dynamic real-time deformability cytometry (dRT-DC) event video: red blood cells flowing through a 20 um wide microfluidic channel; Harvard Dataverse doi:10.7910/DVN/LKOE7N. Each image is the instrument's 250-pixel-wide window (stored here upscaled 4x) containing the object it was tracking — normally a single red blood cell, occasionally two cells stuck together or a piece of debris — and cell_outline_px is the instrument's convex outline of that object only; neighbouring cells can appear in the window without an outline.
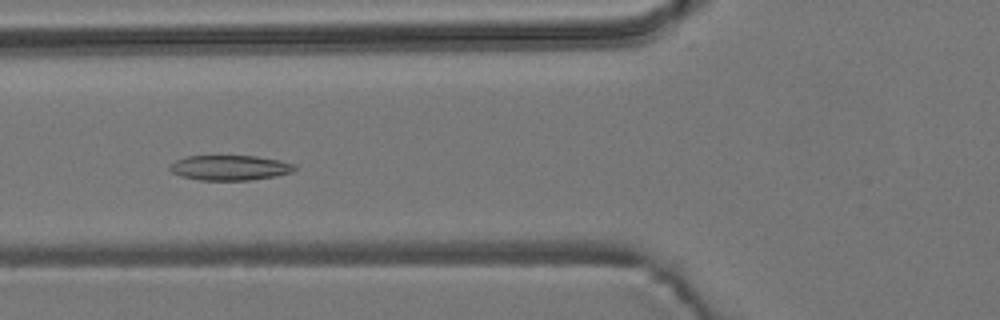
{"species": "common noctule bat (a hibernating species)", "species_latin": "Nyctalus noctula", "temperature_condition": "room temperature", "stored_images_in_passage": 44, "camera_frame_rate_fps": 3000, "um_per_image_px": 0.085, "animal": {"sex": "male", "body_mass_g": 19.2, "forearm_length_mm": 51.8}, "frame": {"image": 1, "passage_image": 14, "time_ms": 4.333, "image_size_px": [1000, 320], "cell_outline_px": [[296, 168], [292, 172], [276, 176], [252, 180], [200, 180], [180, 176], [172, 172], [168, 168], [176, 160], [188, 156], [256, 156], [280, 160], [296, 164]], "centroid_in_image_um": [19.57, 14.26], "position_along_channel_um": 106.2, "area_um2": 18.26}}
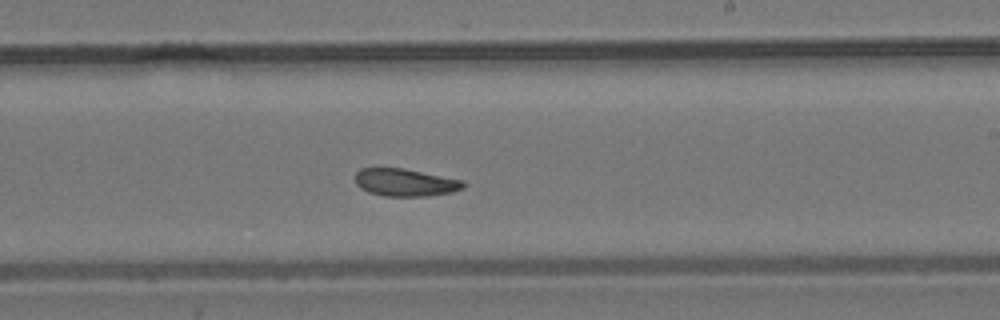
{"frame": {"image": 2, "passage_image": 26, "time_ms": 8.333, "image_size_px": [1000, 320], "cell_outline_px": [[464, 188], [452, 192], [428, 196], [384, 196], [368, 192], [360, 188], [356, 184], [356, 172], [360, 168], [404, 168], [464, 180]], "centroid_in_image_um": [34.45, 15.51], "position_along_channel_um": 254.6, "area_um2": 17.46}}
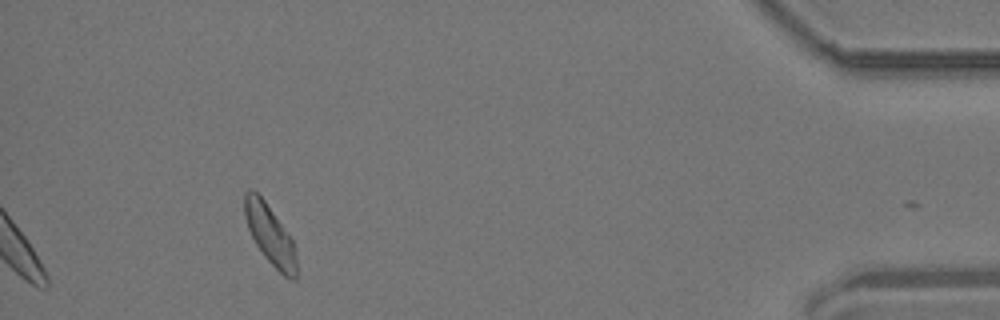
{"frame": {"image": 3, "passage_image": 44, "time_ms": 14.333, "image_size_px": [1000, 320], "cell_outline_px": [[296, 280], [292, 280], [284, 276], [264, 256], [256, 244], [248, 228], [244, 216], [244, 192], [252, 188], [264, 200], [288, 232], [292, 240], [296, 260]], "centroid_in_image_um": [22.93, 19.93], "position_along_channel_um": 412.3, "area_um2": 17.8}, "authors_computed_cell_mechanics": {"area_um2": 18.2648, "velocity_mm_per_s": 3.7041, "shape_relaxation_time_tau1_ms": 3.7055, "shape_relaxation_time_tau2_ms": 4.3183, "deformation_change_tau1": 0.1045, "deformation_change_tau2": 0.0975}}